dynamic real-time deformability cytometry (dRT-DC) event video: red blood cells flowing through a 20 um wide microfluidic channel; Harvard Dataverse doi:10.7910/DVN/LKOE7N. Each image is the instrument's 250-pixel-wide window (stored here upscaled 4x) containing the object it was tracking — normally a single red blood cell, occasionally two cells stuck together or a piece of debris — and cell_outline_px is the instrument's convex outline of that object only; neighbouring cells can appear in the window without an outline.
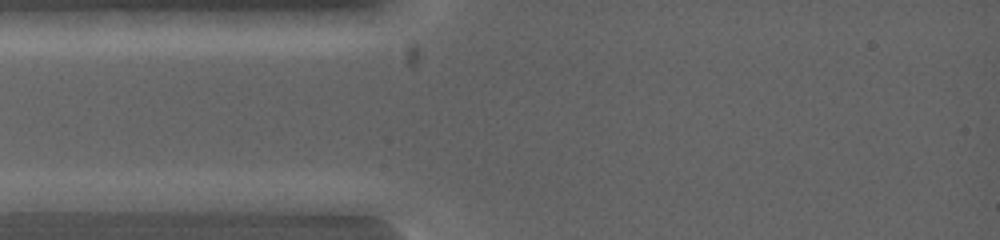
{"species": "common noctule bat (a hibernating species)", "species_latin": "Nyctalus noctula", "temperature_condition": "warm", "stored_images_in_passage": 2, "camera_frame_rate_fps": 5000, "um_per_image_px": 0.085, "animal": {"sex": "female", "body_mass_g": 19.0, "forearm_length_mm": 53.3}, "frame": {"image": 1, "passage_image": 1, "time_ms": 0.0, "image_size_px": [1000, 240], "cell_outline_px": [[108, 200], [88, 212], [20, 212], [12, 200], [64, 192], [100, 192]], "centroid_in_image_um": [5.22, 17.21], "position_along_channel_um": 79.8, "area_um2": 10.92}}